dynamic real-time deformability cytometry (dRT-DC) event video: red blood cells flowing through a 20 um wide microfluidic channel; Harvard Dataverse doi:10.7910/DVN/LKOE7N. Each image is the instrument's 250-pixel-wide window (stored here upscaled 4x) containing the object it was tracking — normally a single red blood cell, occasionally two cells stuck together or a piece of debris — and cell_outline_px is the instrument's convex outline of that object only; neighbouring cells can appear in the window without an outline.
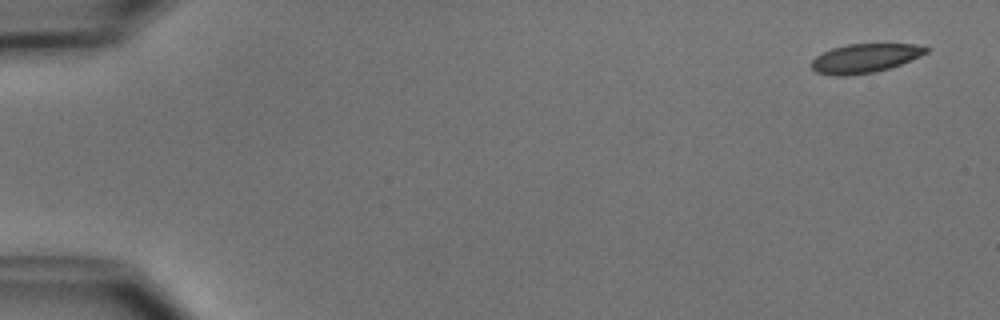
{"species": "common noctule bat (a hibernating species)", "species_latin": "Nyctalus noctula", "temperature_condition": "cold", "stored_images_in_passage": 4, "camera_frame_rate_fps": 3000, "um_per_image_px": 0.085, "animal": {"sex": "male", "body_mass_g": 15.6}, "frame": {"image": 1, "passage_image": 1, "time_ms": 0.0, "image_size_px": [1000, 320], "cell_outline_px": [[928, 52], [920, 56], [900, 64], [876, 72], [844, 76], [832, 76], [816, 72], [808, 64], [816, 56], [832, 48], [848, 44], [912, 44], [928, 48]], "centroid_in_image_um": [73.45, 4.96], "position_along_channel_um": 11.5, "area_um2": 19.31}}